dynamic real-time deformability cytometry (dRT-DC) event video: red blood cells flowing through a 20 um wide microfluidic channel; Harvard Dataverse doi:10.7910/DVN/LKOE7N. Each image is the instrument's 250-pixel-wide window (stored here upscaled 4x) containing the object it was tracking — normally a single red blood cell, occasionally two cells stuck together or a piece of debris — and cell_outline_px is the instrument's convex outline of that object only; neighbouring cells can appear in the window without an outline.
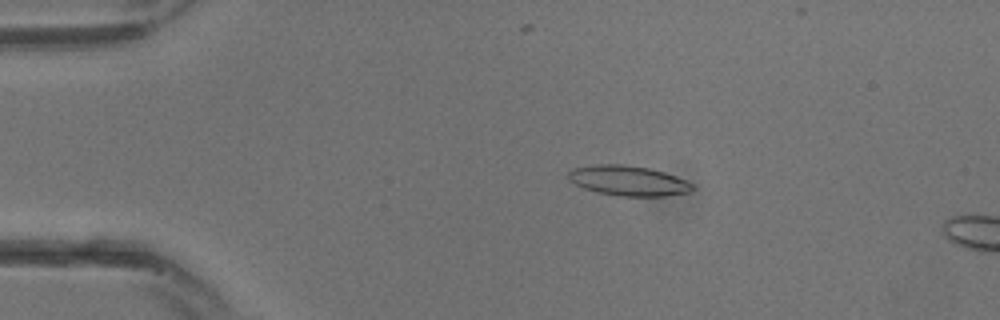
{"species": "common noctule bat (a hibernating species)", "species_latin": "Nyctalus noctula", "temperature_condition": "warm", "stored_images_in_passage": 5, "camera_frame_rate_fps": 3000, "um_per_image_px": 0.085, "animal": {"sex": "male", "body_mass_g": 13.3}, "frame": {"image": 1, "passage_image": 3, "time_ms": 0.667, "image_size_px": [1000, 320], "cell_outline_px": [[696, 188], [688, 192], [664, 196], [620, 196], [596, 192], [584, 188], [568, 180], [568, 172], [572, 168], [596, 164], [624, 164], [648, 168], [664, 172], [676, 176], [692, 184]], "centroid_in_image_um": [53.38, 15.35], "position_along_channel_um": 31.6, "area_um2": 21.73}}